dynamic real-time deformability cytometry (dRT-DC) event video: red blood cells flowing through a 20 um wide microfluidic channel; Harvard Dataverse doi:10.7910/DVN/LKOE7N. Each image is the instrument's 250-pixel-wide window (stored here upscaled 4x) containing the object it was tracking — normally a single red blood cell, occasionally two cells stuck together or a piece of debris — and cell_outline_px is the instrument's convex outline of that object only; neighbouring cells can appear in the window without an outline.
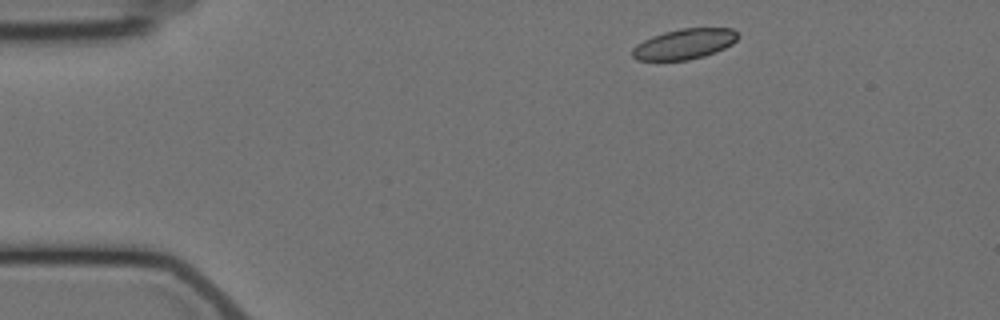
{"species": "Egyptian fruit bat (a non-hibernating species)", "species_latin": "Rousettus aegyptiacus", "temperature_condition": "cold", "stored_images_in_passage": 14, "segment_of_instrument_passage": [1, 2], "camera_frame_rate_fps": 3000, "um_per_image_px": 0.085, "animal": {"sex": "female"}, "frame": {"image": 1, "passage_image": 1, "time_ms": 0.0, "image_size_px": [1000, 320], "cell_outline_px": [[740, 36], [732, 44], [716, 52], [704, 56], [688, 60], [636, 60], [632, 56], [632, 48], [636, 44], [652, 36], [664, 32], [680, 28], [732, 28]], "centroid_in_image_um": [58.17, 3.74], "position_along_channel_um": 26.8, "area_um2": 18.73}}
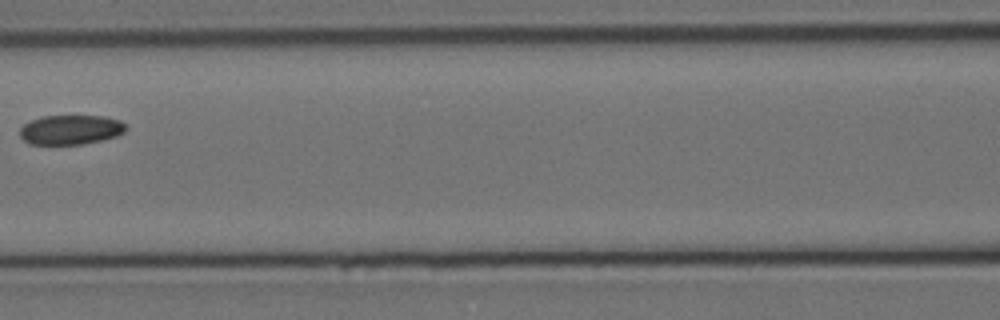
{"frame": {"image": 2, "passage_image": 5, "time_ms": 5.667, "image_size_px": [1000, 320], "cell_outline_px": [[128, 128], [124, 132], [116, 136], [100, 140], [80, 144], [32, 144], [24, 140], [20, 136], [20, 128], [24, 124], [40, 116], [104, 116], [120, 120]], "centroid_in_image_um": [6.01, 11.02], "position_along_channel_um": 160.6, "area_um2": 18.15}}
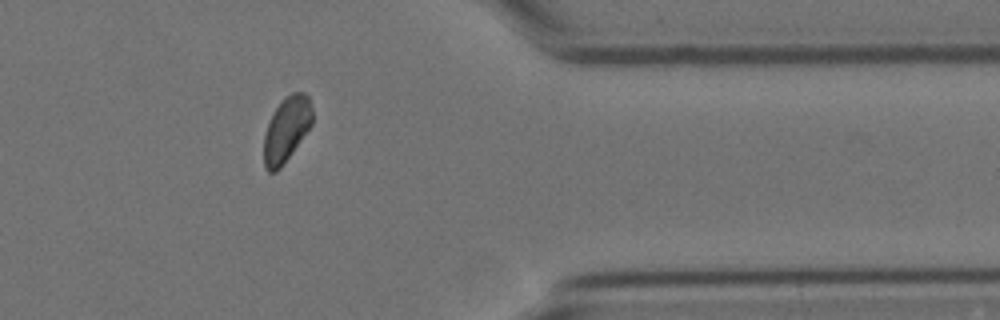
{"frame": {"image": 3, "passage_image": 11, "time_ms": 12.667, "image_size_px": [1000, 320], "cell_outline_px": [[312, 124], [292, 152], [280, 168], [276, 172], [268, 172], [264, 168], [264, 136], [268, 124], [276, 108], [284, 96], [292, 92], [304, 92], [308, 96], [312, 108]], "centroid_in_image_um": [24.35, 10.99], "position_along_channel_um": 387.1, "area_um2": 18.15}}